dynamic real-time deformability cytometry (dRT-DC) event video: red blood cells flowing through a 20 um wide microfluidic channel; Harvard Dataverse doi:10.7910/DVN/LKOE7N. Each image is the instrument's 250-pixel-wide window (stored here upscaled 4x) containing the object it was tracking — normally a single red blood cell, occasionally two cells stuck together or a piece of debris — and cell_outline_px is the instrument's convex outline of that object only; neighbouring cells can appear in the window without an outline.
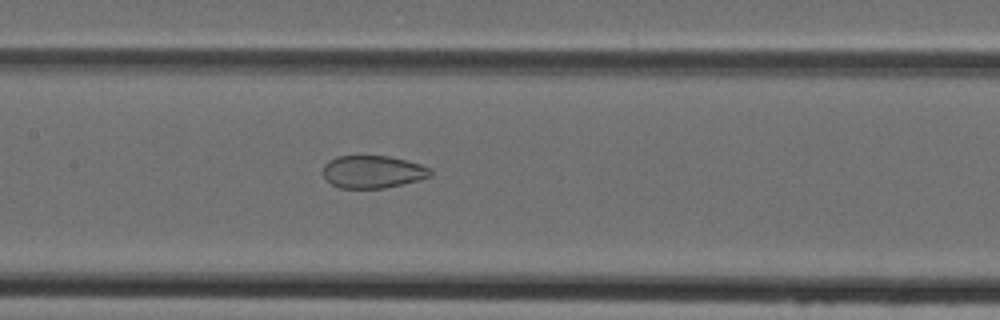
{"species": "Egyptian fruit bat (a non-hibernating species)", "species_latin": "Rousettus aegyptiacus", "temperature_condition": "cold", "stored_images_in_passage": 38, "camera_frame_rate_fps": 3000, "um_per_image_px": 0.085, "animal": {"sex": "female"}, "frame": {"image": 1, "passage_image": 12, "time_ms": 3.667, "image_size_px": [1000, 320], "cell_outline_px": [[432, 176], [420, 180], [384, 188], [340, 188], [332, 184], [324, 176], [324, 164], [328, 160], [336, 156], [388, 156], [408, 160], [432, 168]], "centroid_in_image_um": [31.72, 14.59], "position_along_channel_um": 175.7, "area_um2": 20.52}}
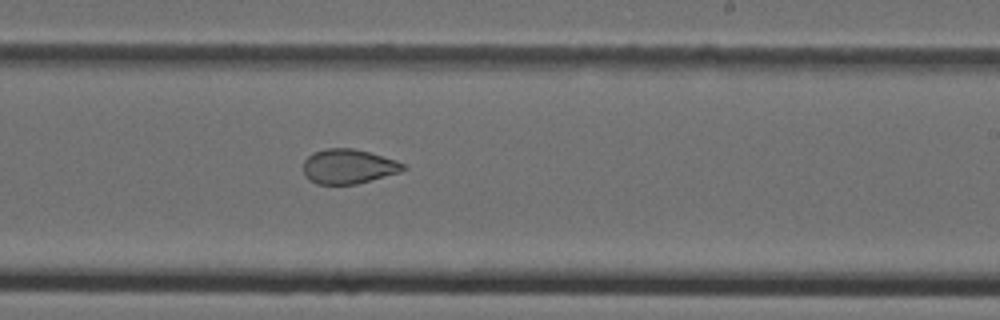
{"frame": {"image": 2, "passage_image": 18, "time_ms": 5.667, "image_size_px": [1000, 320], "cell_outline_px": [[408, 168], [400, 172], [356, 184], [316, 184], [308, 180], [304, 176], [304, 160], [312, 152], [324, 148], [352, 148], [368, 152], [396, 160], [408, 164]], "centroid_in_image_um": [29.61, 14.15], "position_along_channel_um": 259.4, "area_um2": 20.35}}
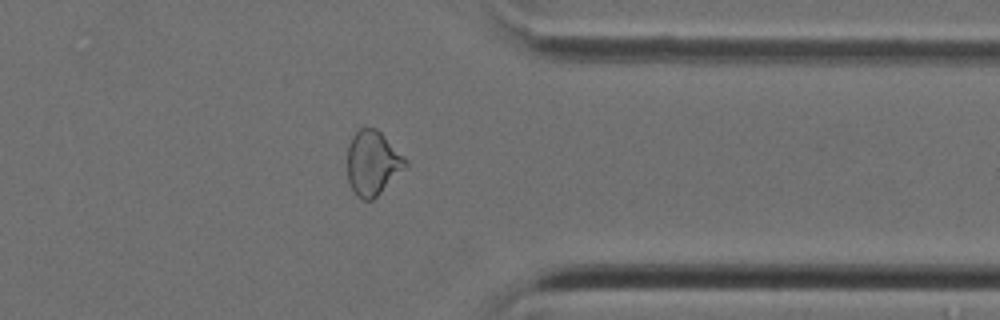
{"frame": {"image": 3, "passage_image": 27, "time_ms": 8.667, "image_size_px": [1000, 320], "cell_outline_px": [[408, 164], [372, 200], [360, 200], [356, 196], [348, 180], [348, 144], [352, 136], [360, 128], [376, 128], [408, 160]], "centroid_in_image_um": [31.65, 13.85], "position_along_channel_um": 379.7, "area_um2": 21.5}}